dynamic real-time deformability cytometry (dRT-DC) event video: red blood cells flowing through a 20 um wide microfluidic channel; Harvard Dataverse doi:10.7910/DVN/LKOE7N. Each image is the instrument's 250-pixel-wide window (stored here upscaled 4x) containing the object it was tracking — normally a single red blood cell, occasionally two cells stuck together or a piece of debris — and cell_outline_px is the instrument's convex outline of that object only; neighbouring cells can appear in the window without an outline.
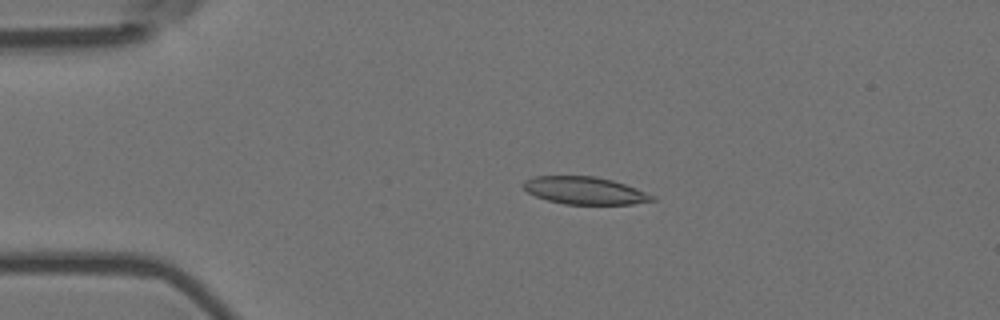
{"species": "Egyptian fruit bat (a non-hibernating species)", "species_latin": "Rousettus aegyptiacus", "temperature_condition": "room temperature", "stored_images_in_passage": 55, "camera_frame_rate_fps": 3000, "um_per_image_px": 0.085, "animal": {"sex": "female"}, "frame": {"image": 1, "passage_image": 12, "time_ms": 3.667, "image_size_px": [1000, 320], "cell_outline_px": [[656, 200], [632, 204], [564, 204], [548, 200], [536, 196], [528, 192], [520, 184], [524, 180], [532, 176], [596, 176], [612, 180], [624, 184], [656, 196]], "centroid_in_image_um": [49.68, 16.19], "position_along_channel_um": 35.3, "area_um2": 20.63}}
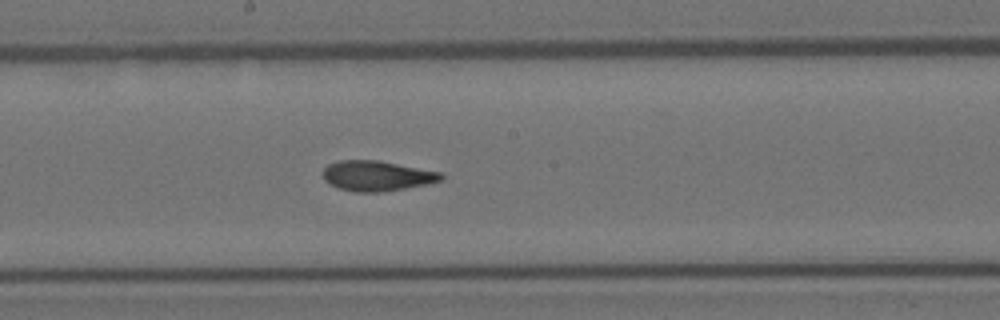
{"frame": {"image": 2, "passage_image": 30, "time_ms": 9.667, "image_size_px": [1000, 320], "cell_outline_px": [[444, 180], [428, 184], [380, 192], [356, 192], [336, 188], [328, 184], [324, 180], [324, 168], [328, 164], [340, 160], [376, 160], [440, 172], [444, 176]], "centroid_in_image_um": [32.01, 14.95], "position_along_channel_um": 216.2, "area_um2": 20.75}}
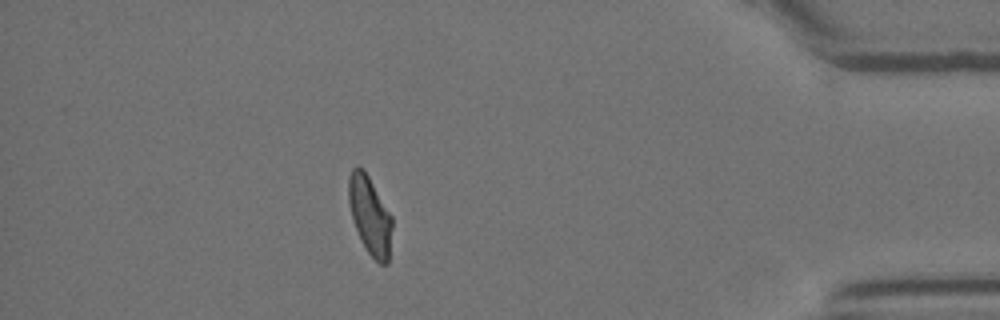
{"frame": {"image": 3, "passage_image": 49, "time_ms": 16.0, "image_size_px": [1000, 320], "cell_outline_px": [[392, 228], [388, 264], [380, 264], [368, 252], [360, 240], [352, 220], [348, 204], [348, 176], [352, 168], [356, 164], [368, 176], [392, 216]], "centroid_in_image_um": [31.42, 18.31], "position_along_channel_um": 403.8, "area_um2": 19.88}, "authors_computed_cell_mechanics": {"area_um2": 20.8658, "velocity_mm_per_s": 3.6722, "shape_relaxation_time_tau1_ms": null, "shape_relaxation_time_tau2_ms": 2.1394, "deformation_change_tau1": null, "deformation_change_tau2": 0.0885}}